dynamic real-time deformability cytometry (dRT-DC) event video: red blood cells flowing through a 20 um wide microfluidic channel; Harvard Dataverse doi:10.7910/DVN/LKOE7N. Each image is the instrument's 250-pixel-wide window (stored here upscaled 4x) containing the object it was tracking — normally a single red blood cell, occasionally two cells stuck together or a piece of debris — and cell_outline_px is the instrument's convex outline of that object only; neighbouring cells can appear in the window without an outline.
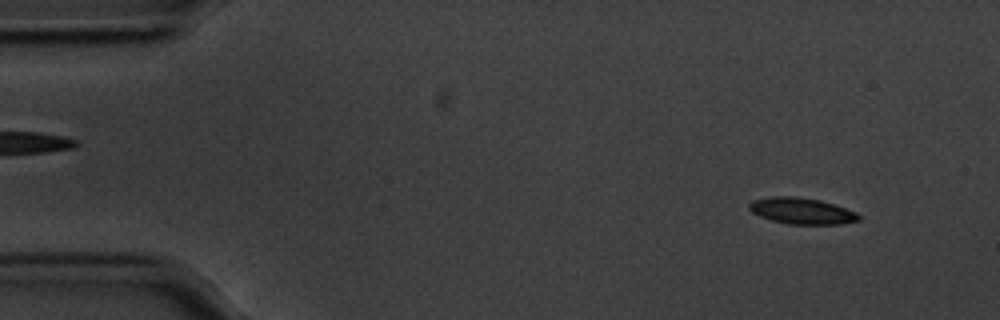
{"species": "common noctule bat (a hibernating species)", "species_latin": "Nyctalus noctula", "temperature_condition": "cold", "stored_images_in_passage": 56, "camera_frame_rate_fps": 3000, "um_per_image_px": 0.085, "animal": {"sex": "male", "body_mass_g": 20.1, "forearm_length_mm": 53.5}, "frame": {"image": 1, "passage_image": 5, "time_ms": 1.333, "image_size_px": [1000, 320], "cell_outline_px": [[860, 220], [840, 224], [788, 224], [772, 220], [760, 216], [752, 212], [748, 208], [748, 204], [752, 200], [768, 196], [796, 196], [820, 200], [856, 212], [860, 216]], "centroid_in_image_um": [68.1, 17.92], "position_along_channel_um": 16.9, "area_um2": 16.76}}
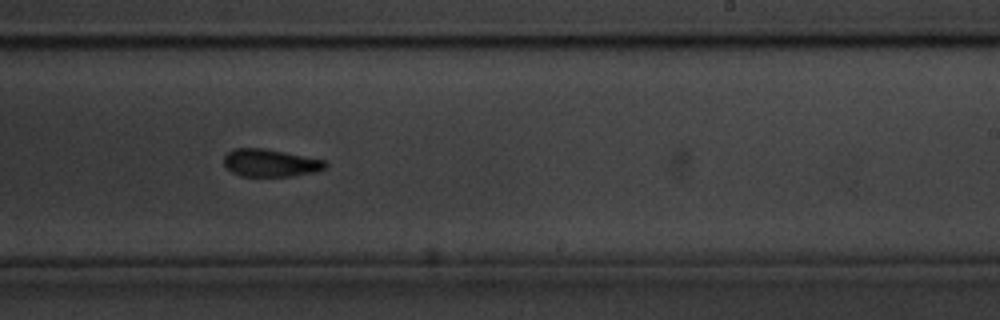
{"frame": {"image": 2, "passage_image": 34, "time_ms": 11.0, "image_size_px": [1000, 320], "cell_outline_px": [[328, 164], [324, 168], [316, 172], [292, 176], [240, 176], [232, 172], [224, 164], [224, 156], [232, 148], [264, 148], [328, 160]], "centroid_in_image_um": [23.01, 13.84], "position_along_channel_um": 266.0, "area_um2": 16.47}}
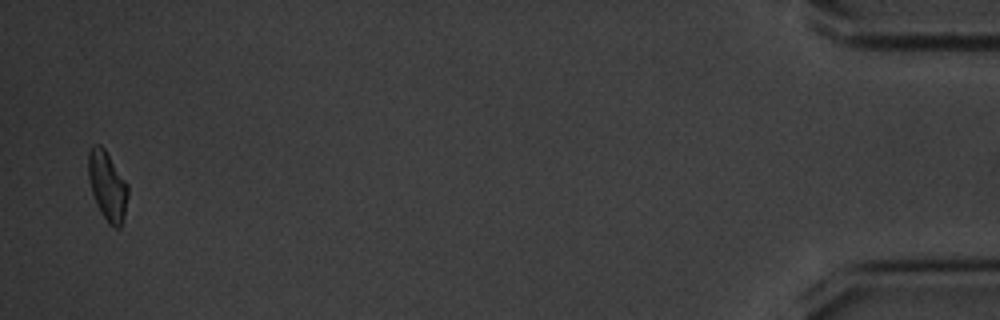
{"frame": {"image": 3, "passage_image": 55, "time_ms": 18.0, "image_size_px": [1000, 320], "cell_outline_px": [[128, 196], [124, 220], [120, 228], [116, 228], [108, 224], [100, 212], [96, 204], [92, 192], [88, 176], [88, 152], [92, 144], [100, 144], [104, 148], [128, 184]], "centroid_in_image_um": [9.13, 15.81], "position_along_channel_um": 426.1, "area_um2": 16.18}, "authors_computed_cell_mechanics": {"area_um2": 16.6464, "velocity_mm_per_s": 3.5339, "shape_relaxation_time_tau1_ms": 3.6365, "shape_relaxation_time_tau2_ms": 4.0556, "deformation_change_tau1": 0.1031, "deformation_change_tau2": 0.0806}}